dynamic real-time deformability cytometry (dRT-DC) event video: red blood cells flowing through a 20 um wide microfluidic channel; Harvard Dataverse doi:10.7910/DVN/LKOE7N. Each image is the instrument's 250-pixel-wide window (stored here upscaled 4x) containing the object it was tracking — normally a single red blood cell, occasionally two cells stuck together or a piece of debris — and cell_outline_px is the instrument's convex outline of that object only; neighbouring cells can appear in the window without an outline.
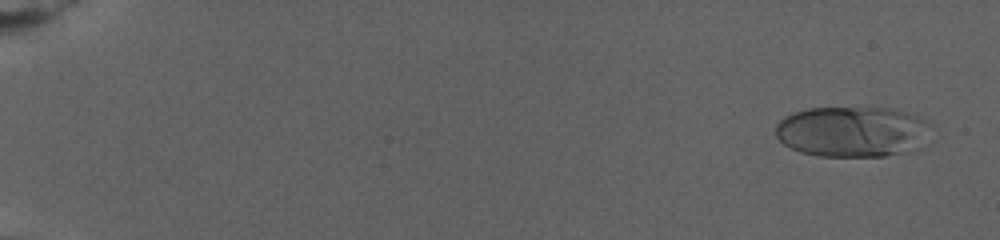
{"species": "human", "species_latin": "Homo sapiens", "temperature_condition": "warm", "stored_images_in_passage": 59, "camera_frame_rate_fps": 3000, "um_per_image_px": 0.085, "donor": {"sex": "female"}, "frame": {"image": 1, "passage_image": 2, "time_ms": 1.0, "image_size_px": [1000, 240], "cell_outline_px": [[932, 124], [920, 148], [908, 152], [884, 156], [816, 156], [800, 152], [784, 144], [776, 136], [776, 124], [780, 120], [792, 112], [808, 108], [884, 108], [904, 112], [920, 116], [928, 120]], "centroid_in_image_um": [72.46, 11.19], "position_along_channel_um": 12.5, "area_um2": 46.12}}
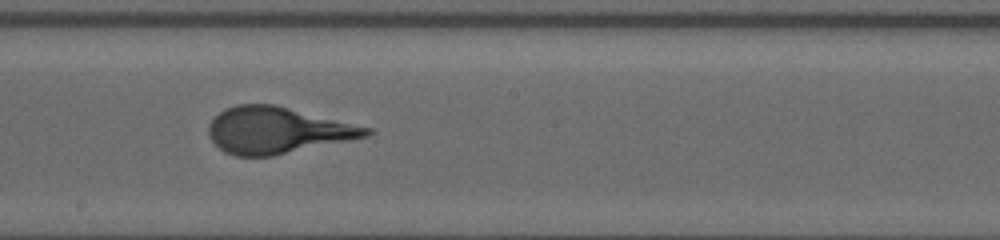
{"frame": {"image": 2, "passage_image": 35, "time_ms": 15.667, "image_size_px": [1000, 240], "cell_outline_px": [[372, 132], [368, 136], [272, 156], [236, 156], [224, 152], [208, 136], [208, 124], [224, 108], [236, 104], [276, 104], [372, 128]], "centroid_in_image_um": [23.54, 11.06], "position_along_channel_um": 224.7, "area_um2": 42.6}}
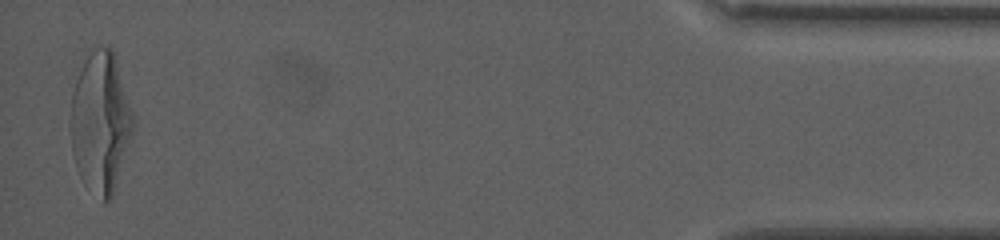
{"frame": {"image": 3, "passage_image": 59, "time_ms": 26.0, "image_size_px": [1000, 240], "cell_outline_px": [[132, 128], [112, 196], [104, 204], [80, 176], [76, 168], [72, 152], [72, 92], [84, 52], [88, 48], [100, 44], [108, 44], [112, 48], [116, 60], [132, 116]], "centroid_in_image_um": [8.49, 10.26], "position_along_channel_um": 426.7, "area_um2": 50.23}, "authors_computed_cell_mechanics": {"area_um2": 42.3674, "velocity_mm_per_s": 2.6588, "shape_relaxation_time_tau1_ms": 6.5304, "shape_relaxation_time_tau2_ms": null, "deformation_change_tau1": 0.263, "deformation_change_tau2": null}}